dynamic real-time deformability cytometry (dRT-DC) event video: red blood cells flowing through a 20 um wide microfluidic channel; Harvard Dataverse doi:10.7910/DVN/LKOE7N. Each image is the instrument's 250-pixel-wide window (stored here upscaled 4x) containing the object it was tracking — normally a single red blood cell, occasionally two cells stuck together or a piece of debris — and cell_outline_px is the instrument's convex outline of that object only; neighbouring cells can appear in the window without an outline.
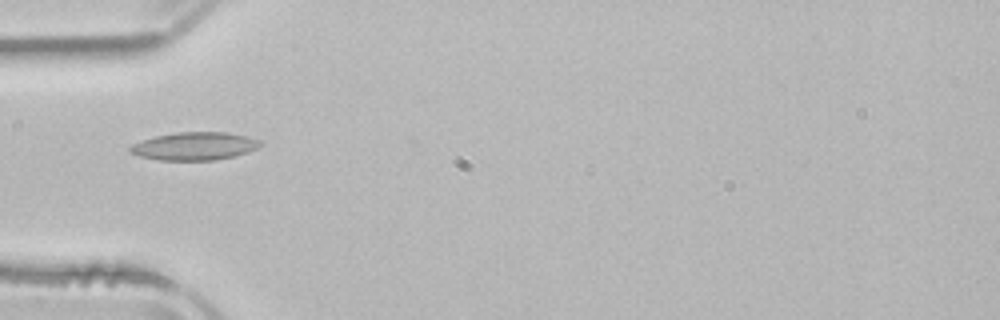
{"species": "common noctule bat (a hibernating species)", "species_latin": "Nyctalus noctula", "temperature_condition": "room temperature", "stored_images_in_passage": 3, "camera_frame_rate_fps": 3000, "um_per_image_px": 0.085, "animal": {"sex": "male", "body_mass_g": 21.5, "forearm_length_mm": 52.0}, "frame": {"image": 1, "passage_image": 3, "time_ms": 4.333, "image_size_px": [1000, 320], "cell_outline_px": [[264, 144], [248, 152], [216, 160], [160, 160], [140, 156], [128, 152], [128, 148], [132, 144], [156, 136], [176, 132], [228, 132], [248, 136], [260, 140]], "centroid_in_image_um": [16.55, 12.41], "position_along_channel_um": 68.4, "area_um2": 21.21}}